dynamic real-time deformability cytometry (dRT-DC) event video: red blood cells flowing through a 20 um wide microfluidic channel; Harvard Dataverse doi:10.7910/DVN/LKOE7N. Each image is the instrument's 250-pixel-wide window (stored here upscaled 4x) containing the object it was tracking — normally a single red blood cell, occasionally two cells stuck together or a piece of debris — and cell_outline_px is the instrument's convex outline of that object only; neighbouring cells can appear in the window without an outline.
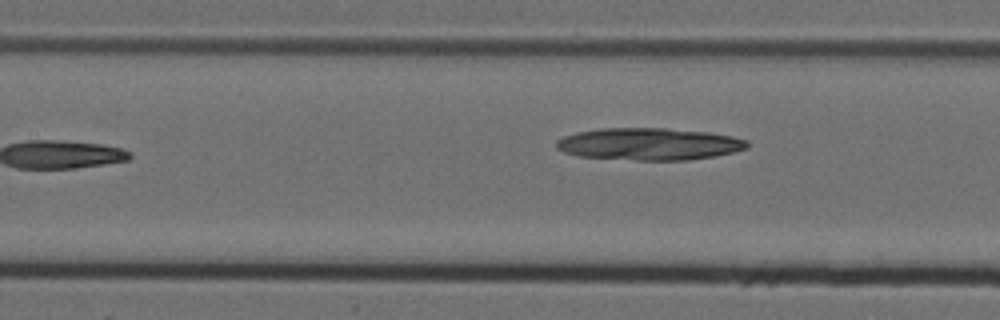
{"species": "Egyptian fruit bat (a non-hibernating species)", "species_latin": "Rousettus aegyptiacus", "temperature_condition": "cold", "stored_images_in_passage": 12, "camera_frame_rate_fps": 3000, "um_per_image_px": 0.085, "animal": {"sex": "female"}, "frame": {"image": 1, "passage_image": 4, "time_ms": 1.0, "image_size_px": [1000, 320], "cell_outline_px": [[748, 148], [716, 156], [688, 160], [636, 160], [580, 156], [564, 152], [556, 148], [556, 140], [564, 136], [576, 132], [600, 128], [664, 128], [708, 132], [732, 136], [748, 140]], "centroid_in_image_um": [55.17, 12.24], "position_along_channel_um": 152.2, "area_um2": 35.78}}
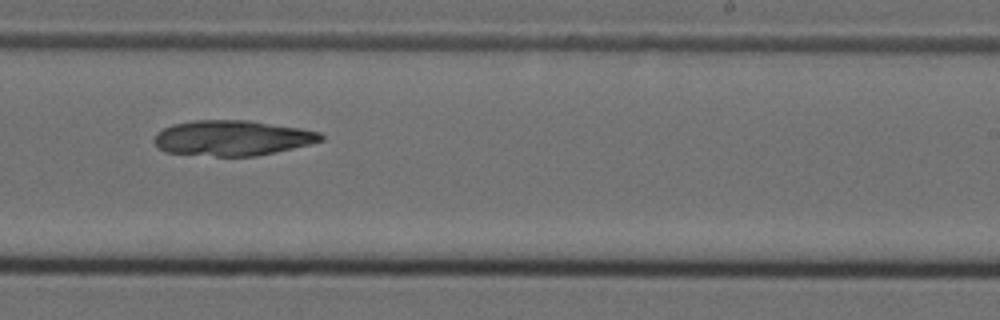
{"frame": {"image": 2, "passage_image": 7, "time_ms": 2.0, "image_size_px": [1000, 320], "cell_outline_px": [[324, 140], [292, 148], [256, 156], [216, 156], [168, 152], [160, 148], [152, 140], [156, 132], [172, 124], [192, 120], [248, 120], [300, 128], [320, 132], [324, 136]], "centroid_in_image_um": [19.73, 11.72], "position_along_channel_um": 269.3, "area_um2": 34.16}}
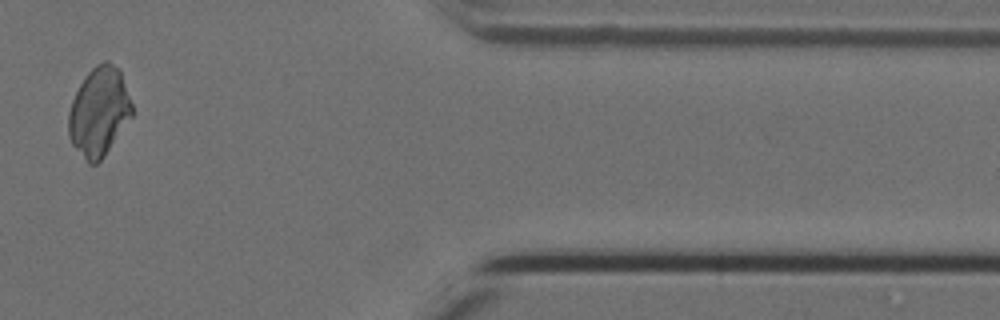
{"frame": {"image": 3, "passage_image": 10, "time_ms": 3.0, "image_size_px": [1000, 320], "cell_outline_px": [[132, 116], [104, 156], [96, 164], [88, 164], [72, 144], [68, 136], [68, 112], [72, 100], [80, 84], [88, 72], [96, 64], [104, 60], [108, 60], [120, 68], [132, 104]], "centroid_in_image_um": [8.41, 9.48], "position_along_channel_um": 403.0, "area_um2": 32.95}}